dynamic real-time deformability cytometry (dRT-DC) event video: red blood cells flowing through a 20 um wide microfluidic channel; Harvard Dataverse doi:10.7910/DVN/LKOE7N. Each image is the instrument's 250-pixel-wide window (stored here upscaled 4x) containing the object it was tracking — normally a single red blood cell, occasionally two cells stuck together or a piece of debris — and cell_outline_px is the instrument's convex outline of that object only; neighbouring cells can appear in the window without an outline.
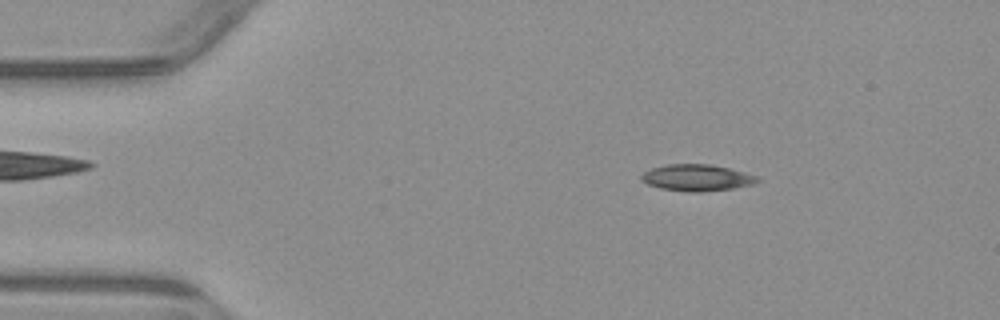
{"species": "common noctule bat (a hibernating species)", "species_latin": "Nyctalus noctula", "temperature_condition": "warm", "stored_images_in_passage": 5, "camera_frame_rate_fps": 3000, "um_per_image_px": 0.085, "animal": {"sex": "male", "body_mass_g": 23.1, "forearm_length_mm": 52.7}, "frame": {"image": 1, "passage_image": 3, "time_ms": 2.333, "image_size_px": [1000, 320], "cell_outline_px": [[760, 180], [752, 184], [732, 188], [700, 192], [688, 192], [660, 188], [648, 184], [640, 180], [640, 176], [644, 172], [652, 168], [668, 164], [708, 164], [728, 168], [744, 172], [756, 176]], "centroid_in_image_um": [59.19, 15.1], "position_along_channel_um": 25.8, "area_um2": 17.74}}
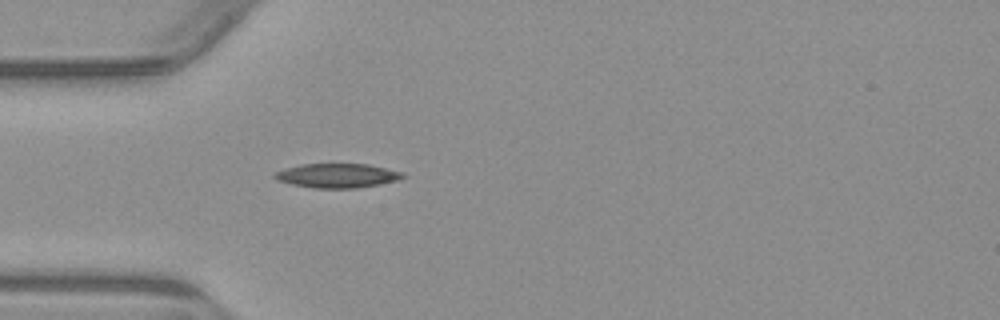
{"frame": {"image": 2, "passage_image": 5, "time_ms": 4.667, "image_size_px": [1000, 320], "cell_outline_px": [[408, 176], [400, 180], [380, 184], [356, 188], [316, 188], [292, 184], [276, 180], [272, 176], [276, 172], [284, 168], [300, 164], [368, 164], [404, 172]], "centroid_in_image_um": [28.71, 14.92], "position_along_channel_um": 56.3, "area_um2": 18.26}}